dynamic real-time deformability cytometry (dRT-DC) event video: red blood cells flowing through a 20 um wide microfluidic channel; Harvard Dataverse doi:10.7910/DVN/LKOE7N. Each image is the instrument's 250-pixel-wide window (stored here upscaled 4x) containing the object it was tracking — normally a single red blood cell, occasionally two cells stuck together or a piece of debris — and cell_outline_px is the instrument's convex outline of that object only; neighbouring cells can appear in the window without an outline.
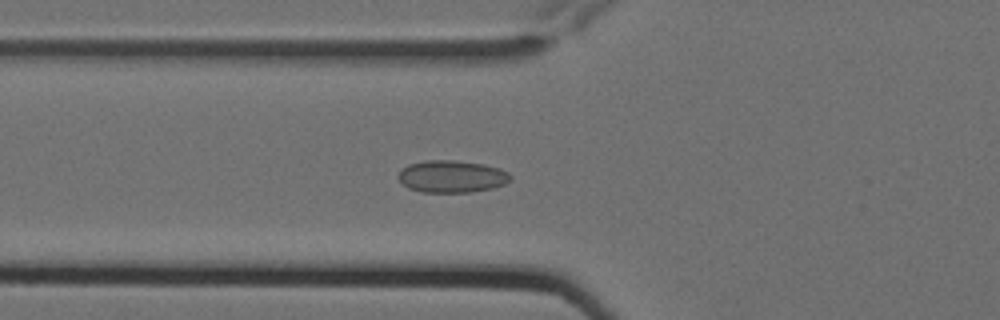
{"species": "Egyptian fruit bat (a non-hibernating species)", "species_latin": "Rousettus aegyptiacus", "temperature_condition": "cold", "stored_images_in_passage": 6, "camera_frame_rate_fps": 3000, "um_per_image_px": 0.085, "animal": {"sex": "female"}, "frame": {"image": 1, "passage_image": 6, "time_ms": 1.667, "image_size_px": [1000, 320], "cell_outline_px": [[512, 176], [504, 184], [492, 188], [468, 192], [424, 192], [408, 188], [396, 176], [400, 168], [408, 164], [424, 160], [452, 160], [484, 164], [500, 168], [508, 172]], "centroid_in_image_um": [38.36, 14.98], "position_along_channel_um": 87.4, "area_um2": 21.1}}